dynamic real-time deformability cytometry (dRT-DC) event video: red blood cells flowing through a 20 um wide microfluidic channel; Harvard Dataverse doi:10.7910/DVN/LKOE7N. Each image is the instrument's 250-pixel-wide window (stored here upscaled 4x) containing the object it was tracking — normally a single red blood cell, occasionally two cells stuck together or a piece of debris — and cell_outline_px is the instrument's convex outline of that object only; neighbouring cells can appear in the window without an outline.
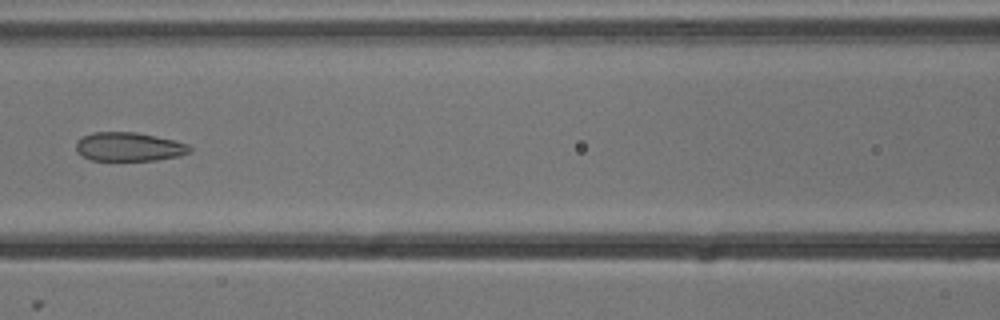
{"species": "common noctule bat (a hibernating species)", "species_latin": "Nyctalus noctula", "temperature_condition": "cold", "stored_images_in_passage": 6, "camera_frame_rate_fps": 3000, "um_per_image_px": 0.085, "animal": {"sex": "male", "body_mass_g": 13.3}, "frame": {"image": 1, "passage_image": 5, "time_ms": 1.333, "image_size_px": [1000, 320], "cell_outline_px": [[192, 152], [180, 156], [156, 160], [92, 160], [80, 156], [76, 148], [76, 140], [92, 132], [136, 132], [176, 140], [188, 144], [192, 148]], "centroid_in_image_um": [10.98, 12.47], "position_along_channel_um": 155.6, "area_um2": 19.31}}
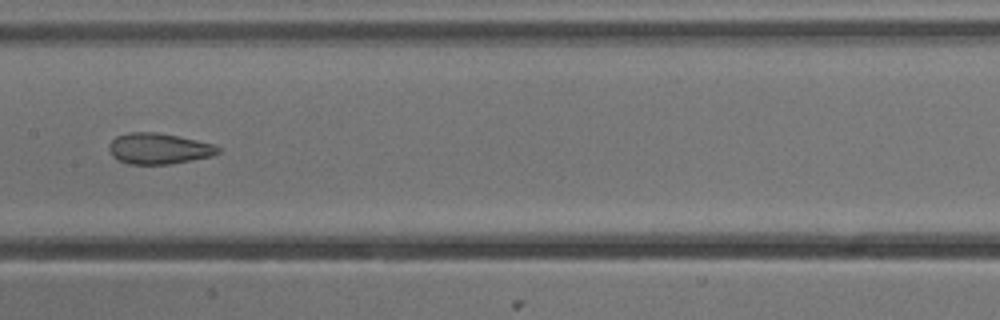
{"frame": {"image": 2, "passage_image": 6, "time_ms": 1.667, "image_size_px": [1000, 320], "cell_outline_px": [[220, 152], [212, 156], [172, 164], [128, 164], [112, 156], [108, 148], [108, 144], [116, 136], [128, 132], [156, 132], [196, 140], [212, 144], [220, 148]], "centroid_in_image_um": [13.47, 12.63], "position_along_channel_um": 193.9, "area_um2": 19.59}}